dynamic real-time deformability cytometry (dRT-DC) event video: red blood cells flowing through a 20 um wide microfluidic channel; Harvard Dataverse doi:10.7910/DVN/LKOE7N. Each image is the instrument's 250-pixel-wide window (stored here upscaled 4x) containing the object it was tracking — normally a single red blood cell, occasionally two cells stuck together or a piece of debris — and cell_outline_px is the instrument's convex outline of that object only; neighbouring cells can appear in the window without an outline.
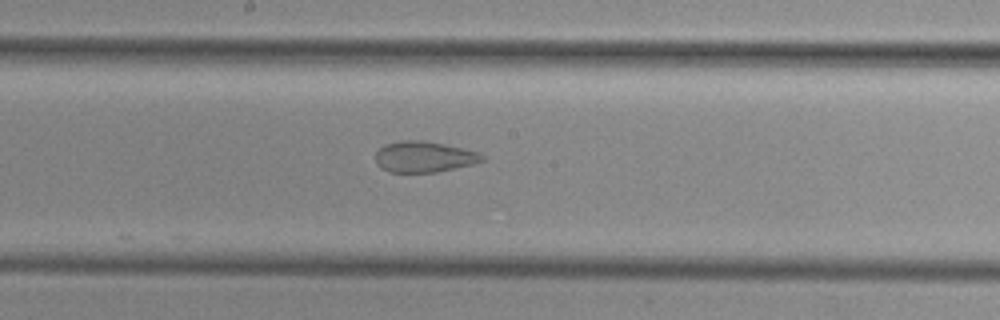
{"species": "common noctule bat (a hibernating species)", "species_latin": "Nyctalus noctula", "temperature_condition": "cold", "stored_images_in_passage": 41, "camera_frame_rate_fps": 3000, "um_per_image_px": 0.085, "animal": {"sex": "female", "body_mass_g": 29.2, "forearm_length_mm": 56.3}, "frame": {"image": 1, "passage_image": 19, "time_ms": 6.0, "image_size_px": [1000, 320], "cell_outline_px": [[484, 160], [472, 164], [436, 172], [388, 172], [380, 168], [376, 164], [376, 152], [384, 144], [400, 140], [420, 140], [444, 144], [480, 152], [484, 156]], "centroid_in_image_um": [36.01, 13.32], "position_along_channel_um": 212.2, "area_um2": 19.25}}
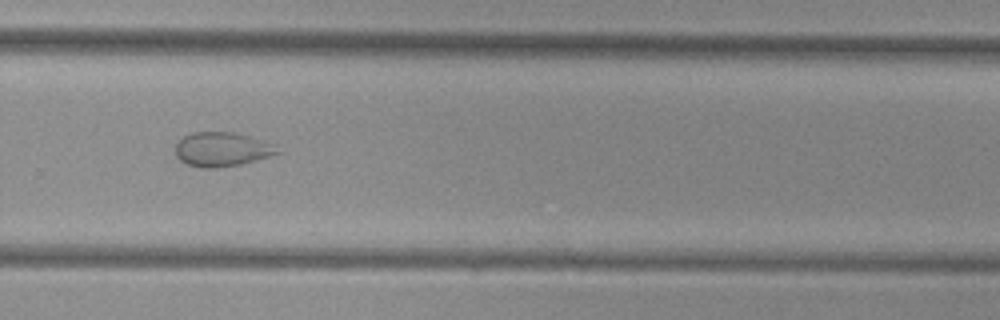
{"frame": {"image": 2, "passage_image": 26, "time_ms": 8.333, "image_size_px": [1000, 320], "cell_outline_px": [[284, 152], [256, 160], [240, 164], [216, 168], [200, 168], [188, 164], [180, 160], [176, 156], [176, 144], [184, 136], [192, 132], [236, 132], [276, 144]], "centroid_in_image_um": [18.92, 12.69], "position_along_channel_um": 310.9, "area_um2": 20.58}}
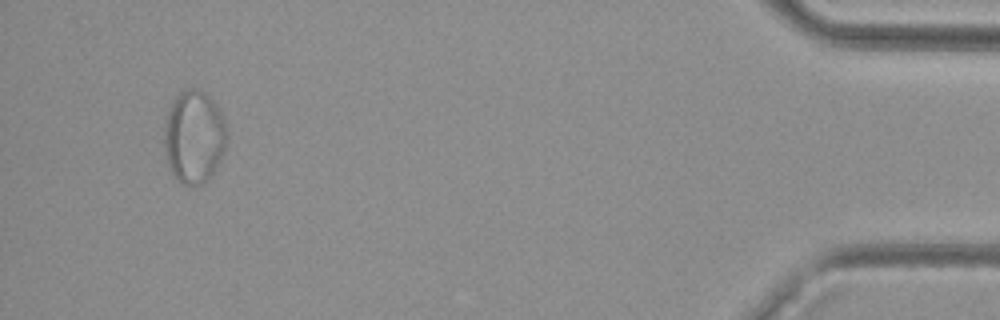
{"frame": {"image": 3, "passage_image": 39, "time_ms": 12.667, "image_size_px": [1000, 320], "cell_outline_px": [[228, 140], [224, 152], [216, 168], [208, 180], [192, 188], [176, 180], [172, 176], [168, 164], [164, 144], [164, 128], [168, 112], [176, 96], [180, 92], [188, 88], [192, 88], [204, 92], [216, 104], [228, 128]], "centroid_in_image_um": [16.51, 11.68], "position_along_channel_um": 418.7, "area_um2": 34.28}}